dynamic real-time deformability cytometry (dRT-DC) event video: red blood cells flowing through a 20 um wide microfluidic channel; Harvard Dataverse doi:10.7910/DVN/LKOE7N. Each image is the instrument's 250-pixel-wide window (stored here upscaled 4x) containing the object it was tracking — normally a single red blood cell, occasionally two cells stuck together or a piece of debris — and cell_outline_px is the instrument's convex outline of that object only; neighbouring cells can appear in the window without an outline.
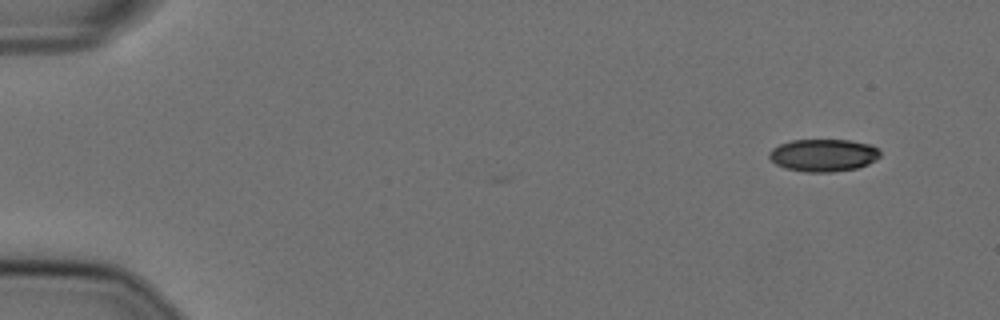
{"species": "Egyptian fruit bat (a non-hibernating species)", "species_latin": "Rousettus aegyptiacus", "temperature_condition": "cold", "stored_images_in_passage": 2, "camera_frame_rate_fps": 3000, "um_per_image_px": 0.085, "animal": {"sex": "female"}, "frame": {"image": 1, "passage_image": 2, "time_ms": 0.333, "image_size_px": [1000, 320], "cell_outline_px": [[880, 156], [876, 160], [868, 164], [856, 168], [832, 172], [804, 172], [784, 168], [776, 164], [768, 156], [768, 152], [772, 148], [780, 144], [792, 140], [848, 140], [872, 144], [880, 152]], "centroid_in_image_um": [69.98, 13.19], "position_along_channel_um": 15.0, "area_um2": 21.1}}